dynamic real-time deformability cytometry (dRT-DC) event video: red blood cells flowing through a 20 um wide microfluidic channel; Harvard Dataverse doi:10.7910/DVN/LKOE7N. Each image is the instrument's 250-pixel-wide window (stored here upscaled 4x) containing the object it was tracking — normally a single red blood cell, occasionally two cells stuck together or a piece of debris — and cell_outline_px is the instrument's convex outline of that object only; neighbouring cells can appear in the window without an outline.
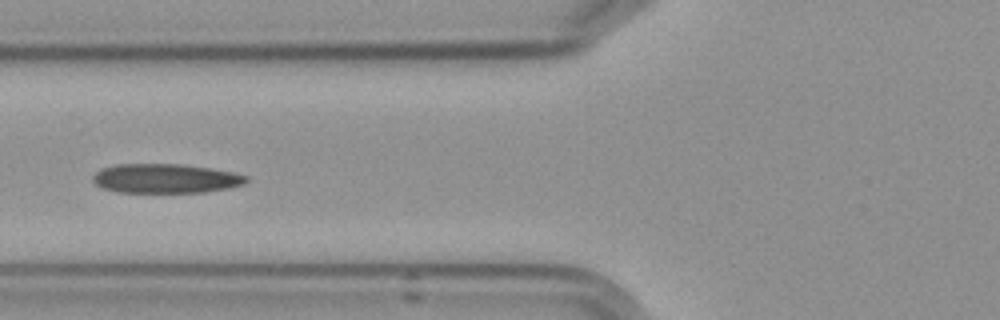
{"species": "Egyptian fruit bat (a non-hibernating species)", "species_latin": "Rousettus aegyptiacus", "temperature_condition": "cold", "stored_images_in_passage": 6, "camera_frame_rate_fps": 3000, "um_per_image_px": 0.085, "frame": {"image": 1, "passage_image": 6, "time_ms": 5.667, "image_size_px": [1000, 320], "cell_outline_px": [[248, 180], [244, 184], [228, 188], [204, 192], [116, 192], [104, 188], [96, 184], [92, 180], [92, 176], [100, 168], [116, 164], [180, 164], [212, 168], [236, 172], [248, 176]], "centroid_in_image_um": [14.08, 15.16], "position_along_channel_um": 111.7, "area_um2": 26.36}}